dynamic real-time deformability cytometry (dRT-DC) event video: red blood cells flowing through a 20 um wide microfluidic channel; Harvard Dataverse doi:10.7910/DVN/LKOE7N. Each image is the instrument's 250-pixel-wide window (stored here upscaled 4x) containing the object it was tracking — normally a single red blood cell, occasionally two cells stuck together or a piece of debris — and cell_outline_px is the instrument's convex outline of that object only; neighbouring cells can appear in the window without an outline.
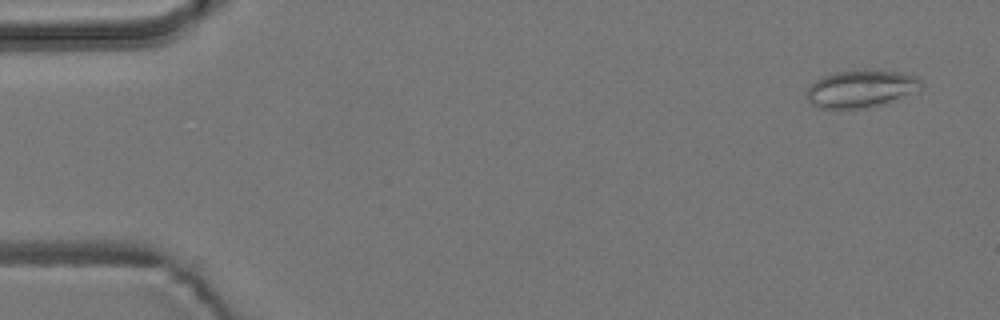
{"species": "common noctule bat (a hibernating species)", "species_latin": "Nyctalus noctula", "temperature_condition": "room temperature", "stored_images_in_passage": 5, "camera_frame_rate_fps": 3000, "um_per_image_px": 0.085, "animal": {"sex": "male", "body_mass_g": 19.2, "forearm_length_mm": 51.8}, "frame": {"image": 1, "passage_image": 1, "time_ms": 0.0, "image_size_px": [1000, 320], "cell_outline_px": [[924, 84], [920, 88], [880, 104], [868, 108], [820, 108], [812, 104], [808, 100], [804, 92], [816, 80], [824, 76], [836, 72], [864, 68], [900, 72], [916, 76]], "centroid_in_image_um": [73.13, 7.51], "position_along_channel_um": 11.9, "area_um2": 24.8}}